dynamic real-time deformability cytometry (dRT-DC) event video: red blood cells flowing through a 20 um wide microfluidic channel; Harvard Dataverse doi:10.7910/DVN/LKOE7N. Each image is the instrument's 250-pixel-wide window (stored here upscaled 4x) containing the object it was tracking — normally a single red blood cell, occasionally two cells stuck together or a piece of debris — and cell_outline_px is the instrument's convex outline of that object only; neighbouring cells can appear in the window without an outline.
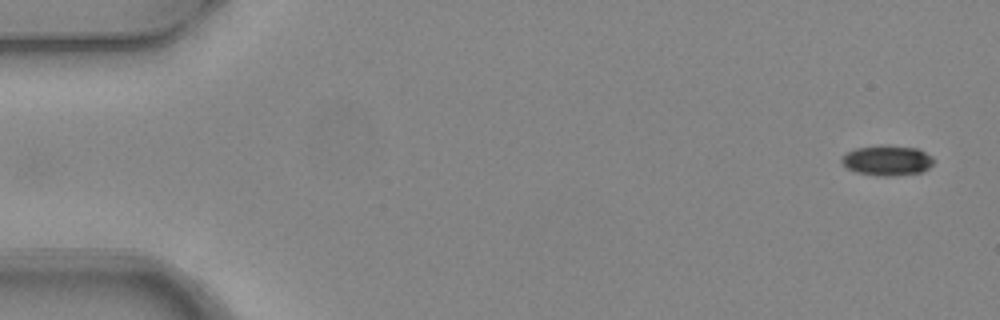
{"species": "common noctule bat (a hibernating species)", "species_latin": "Nyctalus noctula", "temperature_condition": "warm", "stored_images_in_passage": 5, "camera_frame_rate_fps": 3000, "um_per_image_px": 0.085, "animal": {"sex": "female", "body_mass_g": 24.6, "forearm_length_mm": 56.2}, "frame": {"image": 1, "passage_image": 1, "time_ms": 0.0, "image_size_px": [1000, 320], "cell_outline_px": [[936, 160], [928, 168], [920, 172], [892, 176], [880, 176], [856, 172], [840, 164], [840, 156], [856, 148], [880, 144], [916, 148], [932, 156]], "centroid_in_image_um": [75.37, 13.63], "position_along_channel_um": 9.6, "area_um2": 16.36}}
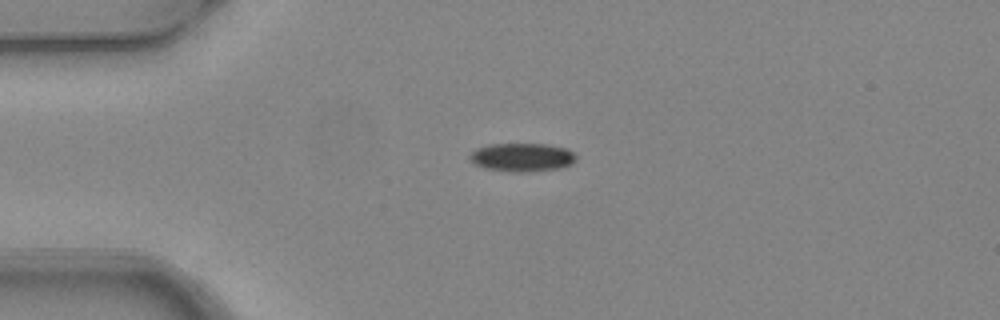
{"frame": {"image": 2, "passage_image": 4, "time_ms": 1.0, "image_size_px": [1000, 320], "cell_outline_px": [[576, 160], [572, 164], [560, 168], [528, 172], [508, 172], [484, 168], [468, 160], [468, 156], [476, 148], [488, 144], [548, 144], [568, 148], [576, 156]], "centroid_in_image_um": [44.37, 13.37], "position_along_channel_um": 40.6, "area_um2": 17.92}}